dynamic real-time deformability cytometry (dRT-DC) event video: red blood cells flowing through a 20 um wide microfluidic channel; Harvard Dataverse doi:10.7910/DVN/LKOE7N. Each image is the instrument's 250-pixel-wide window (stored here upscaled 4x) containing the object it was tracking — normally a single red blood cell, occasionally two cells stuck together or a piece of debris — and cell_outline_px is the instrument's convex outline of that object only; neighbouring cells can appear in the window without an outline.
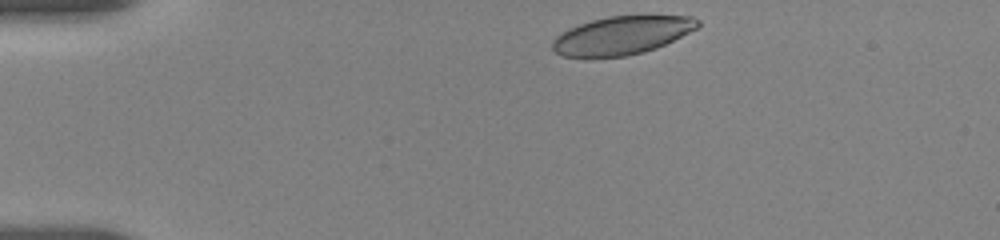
{"species": "human", "species_latin": "Homo sapiens", "temperature_condition": "room temperature", "stored_images_in_passage": 14, "camera_frame_rate_fps": 3000, "um_per_image_px": 0.085, "donor": {"sex": "female"}, "frame": {"image": 1, "passage_image": 1, "time_ms": 0.0, "image_size_px": [1000, 240], "cell_outline_px": [[700, 24], [696, 28], [656, 48], [644, 52], [624, 56], [560, 56], [552, 48], [552, 40], [556, 36], [568, 28], [592, 20], [608, 16], [692, 16], [700, 20]], "centroid_in_image_um": [52.83, 2.99], "position_along_channel_um": 32.2, "area_um2": 31.91}}